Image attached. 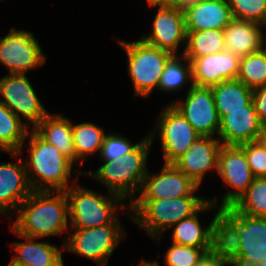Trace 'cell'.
Masks as SVG:
<instances>
[{
	"label": "cell",
	"mask_w": 266,
	"mask_h": 266,
	"mask_svg": "<svg viewBox=\"0 0 266 266\" xmlns=\"http://www.w3.org/2000/svg\"><path fill=\"white\" fill-rule=\"evenodd\" d=\"M218 210L240 236L239 254L230 266H254L266 260V218L239 213L232 206Z\"/></svg>",
	"instance_id": "cell-9"
},
{
	"label": "cell",
	"mask_w": 266,
	"mask_h": 266,
	"mask_svg": "<svg viewBox=\"0 0 266 266\" xmlns=\"http://www.w3.org/2000/svg\"><path fill=\"white\" fill-rule=\"evenodd\" d=\"M217 175L223 180L227 190L220 194V200L216 196L208 200L218 208L233 206L254 179L244 150L238 145H221Z\"/></svg>",
	"instance_id": "cell-11"
},
{
	"label": "cell",
	"mask_w": 266,
	"mask_h": 266,
	"mask_svg": "<svg viewBox=\"0 0 266 266\" xmlns=\"http://www.w3.org/2000/svg\"><path fill=\"white\" fill-rule=\"evenodd\" d=\"M209 198L202 195L159 200H132L129 204L133 224H137L157 245L171 227L195 214Z\"/></svg>",
	"instance_id": "cell-4"
},
{
	"label": "cell",
	"mask_w": 266,
	"mask_h": 266,
	"mask_svg": "<svg viewBox=\"0 0 266 266\" xmlns=\"http://www.w3.org/2000/svg\"><path fill=\"white\" fill-rule=\"evenodd\" d=\"M108 132L91 121L75 124L72 120V135L75 147V165H84V161L93 155L100 154L104 138ZM92 155V156H91Z\"/></svg>",
	"instance_id": "cell-26"
},
{
	"label": "cell",
	"mask_w": 266,
	"mask_h": 266,
	"mask_svg": "<svg viewBox=\"0 0 266 266\" xmlns=\"http://www.w3.org/2000/svg\"><path fill=\"white\" fill-rule=\"evenodd\" d=\"M157 173L148 170L133 200H159L196 196L200 187L173 164H164Z\"/></svg>",
	"instance_id": "cell-15"
},
{
	"label": "cell",
	"mask_w": 266,
	"mask_h": 266,
	"mask_svg": "<svg viewBox=\"0 0 266 266\" xmlns=\"http://www.w3.org/2000/svg\"><path fill=\"white\" fill-rule=\"evenodd\" d=\"M26 140L19 153L23 156L24 145L29 144L24 163L33 191H65L78 181V176H83V171L75 168L77 165L33 129L28 132Z\"/></svg>",
	"instance_id": "cell-2"
},
{
	"label": "cell",
	"mask_w": 266,
	"mask_h": 266,
	"mask_svg": "<svg viewBox=\"0 0 266 266\" xmlns=\"http://www.w3.org/2000/svg\"><path fill=\"white\" fill-rule=\"evenodd\" d=\"M184 56L189 60L225 50L224 30L186 31Z\"/></svg>",
	"instance_id": "cell-30"
},
{
	"label": "cell",
	"mask_w": 266,
	"mask_h": 266,
	"mask_svg": "<svg viewBox=\"0 0 266 266\" xmlns=\"http://www.w3.org/2000/svg\"><path fill=\"white\" fill-rule=\"evenodd\" d=\"M232 207L251 217L266 218V177H254L247 191Z\"/></svg>",
	"instance_id": "cell-31"
},
{
	"label": "cell",
	"mask_w": 266,
	"mask_h": 266,
	"mask_svg": "<svg viewBox=\"0 0 266 266\" xmlns=\"http://www.w3.org/2000/svg\"><path fill=\"white\" fill-rule=\"evenodd\" d=\"M139 264L137 266H160L159 261L155 260H147L142 258V260L140 262H138Z\"/></svg>",
	"instance_id": "cell-40"
},
{
	"label": "cell",
	"mask_w": 266,
	"mask_h": 266,
	"mask_svg": "<svg viewBox=\"0 0 266 266\" xmlns=\"http://www.w3.org/2000/svg\"><path fill=\"white\" fill-rule=\"evenodd\" d=\"M153 141L147 134L139 144L125 156L114 161H100L97 170L83 171V177L101 183L106 191L121 196L129 204L139 193L143 180L148 173V159Z\"/></svg>",
	"instance_id": "cell-3"
},
{
	"label": "cell",
	"mask_w": 266,
	"mask_h": 266,
	"mask_svg": "<svg viewBox=\"0 0 266 266\" xmlns=\"http://www.w3.org/2000/svg\"><path fill=\"white\" fill-rule=\"evenodd\" d=\"M213 216L209 252L230 263L239 254L240 236L219 212H215Z\"/></svg>",
	"instance_id": "cell-27"
},
{
	"label": "cell",
	"mask_w": 266,
	"mask_h": 266,
	"mask_svg": "<svg viewBox=\"0 0 266 266\" xmlns=\"http://www.w3.org/2000/svg\"><path fill=\"white\" fill-rule=\"evenodd\" d=\"M15 162L0 163V216L12 220L19 205L33 192L24 158L19 152H8ZM14 214V215H13Z\"/></svg>",
	"instance_id": "cell-16"
},
{
	"label": "cell",
	"mask_w": 266,
	"mask_h": 266,
	"mask_svg": "<svg viewBox=\"0 0 266 266\" xmlns=\"http://www.w3.org/2000/svg\"><path fill=\"white\" fill-rule=\"evenodd\" d=\"M9 228L11 233L23 241L18 240L10 244L15 253L7 266H65L63 244L58 247L47 240L42 241L41 238L21 235L10 225Z\"/></svg>",
	"instance_id": "cell-18"
},
{
	"label": "cell",
	"mask_w": 266,
	"mask_h": 266,
	"mask_svg": "<svg viewBox=\"0 0 266 266\" xmlns=\"http://www.w3.org/2000/svg\"><path fill=\"white\" fill-rule=\"evenodd\" d=\"M211 90L220 120L226 111L246 110L253 100V90L238 79L223 81Z\"/></svg>",
	"instance_id": "cell-25"
},
{
	"label": "cell",
	"mask_w": 266,
	"mask_h": 266,
	"mask_svg": "<svg viewBox=\"0 0 266 266\" xmlns=\"http://www.w3.org/2000/svg\"><path fill=\"white\" fill-rule=\"evenodd\" d=\"M182 99L171 103L201 136L218 137L220 118L211 87L193 85Z\"/></svg>",
	"instance_id": "cell-14"
},
{
	"label": "cell",
	"mask_w": 266,
	"mask_h": 266,
	"mask_svg": "<svg viewBox=\"0 0 266 266\" xmlns=\"http://www.w3.org/2000/svg\"><path fill=\"white\" fill-rule=\"evenodd\" d=\"M263 26V48L266 49V23Z\"/></svg>",
	"instance_id": "cell-43"
},
{
	"label": "cell",
	"mask_w": 266,
	"mask_h": 266,
	"mask_svg": "<svg viewBox=\"0 0 266 266\" xmlns=\"http://www.w3.org/2000/svg\"><path fill=\"white\" fill-rule=\"evenodd\" d=\"M218 209L214 203L208 200L195 214L171 227V242L196 248H210L211 227L214 217L206 223L207 225H202L199 215L207 213V211L218 212Z\"/></svg>",
	"instance_id": "cell-23"
},
{
	"label": "cell",
	"mask_w": 266,
	"mask_h": 266,
	"mask_svg": "<svg viewBox=\"0 0 266 266\" xmlns=\"http://www.w3.org/2000/svg\"><path fill=\"white\" fill-rule=\"evenodd\" d=\"M221 145L216 137L200 135L173 165L202 188L207 173H211L212 170L214 174L217 173Z\"/></svg>",
	"instance_id": "cell-17"
},
{
	"label": "cell",
	"mask_w": 266,
	"mask_h": 266,
	"mask_svg": "<svg viewBox=\"0 0 266 266\" xmlns=\"http://www.w3.org/2000/svg\"><path fill=\"white\" fill-rule=\"evenodd\" d=\"M233 19L266 23V0H228Z\"/></svg>",
	"instance_id": "cell-34"
},
{
	"label": "cell",
	"mask_w": 266,
	"mask_h": 266,
	"mask_svg": "<svg viewBox=\"0 0 266 266\" xmlns=\"http://www.w3.org/2000/svg\"><path fill=\"white\" fill-rule=\"evenodd\" d=\"M225 50L242 58L263 49V26L257 22L233 19L224 28Z\"/></svg>",
	"instance_id": "cell-22"
},
{
	"label": "cell",
	"mask_w": 266,
	"mask_h": 266,
	"mask_svg": "<svg viewBox=\"0 0 266 266\" xmlns=\"http://www.w3.org/2000/svg\"><path fill=\"white\" fill-rule=\"evenodd\" d=\"M199 0H176V5L179 7H184L185 5L193 2H197Z\"/></svg>",
	"instance_id": "cell-42"
},
{
	"label": "cell",
	"mask_w": 266,
	"mask_h": 266,
	"mask_svg": "<svg viewBox=\"0 0 266 266\" xmlns=\"http://www.w3.org/2000/svg\"><path fill=\"white\" fill-rule=\"evenodd\" d=\"M258 141L262 144V146L266 150V124H264L262 127V131L258 137Z\"/></svg>",
	"instance_id": "cell-41"
},
{
	"label": "cell",
	"mask_w": 266,
	"mask_h": 266,
	"mask_svg": "<svg viewBox=\"0 0 266 266\" xmlns=\"http://www.w3.org/2000/svg\"><path fill=\"white\" fill-rule=\"evenodd\" d=\"M240 57L228 50L189 60L195 86L212 87L223 81L237 79Z\"/></svg>",
	"instance_id": "cell-19"
},
{
	"label": "cell",
	"mask_w": 266,
	"mask_h": 266,
	"mask_svg": "<svg viewBox=\"0 0 266 266\" xmlns=\"http://www.w3.org/2000/svg\"><path fill=\"white\" fill-rule=\"evenodd\" d=\"M263 124L259 120L253 101L246 110L226 111L220 120L218 139L222 145H241L257 141Z\"/></svg>",
	"instance_id": "cell-20"
},
{
	"label": "cell",
	"mask_w": 266,
	"mask_h": 266,
	"mask_svg": "<svg viewBox=\"0 0 266 266\" xmlns=\"http://www.w3.org/2000/svg\"><path fill=\"white\" fill-rule=\"evenodd\" d=\"M147 6L176 5V0H145Z\"/></svg>",
	"instance_id": "cell-39"
},
{
	"label": "cell",
	"mask_w": 266,
	"mask_h": 266,
	"mask_svg": "<svg viewBox=\"0 0 266 266\" xmlns=\"http://www.w3.org/2000/svg\"><path fill=\"white\" fill-rule=\"evenodd\" d=\"M237 79L252 90L266 84V49L240 59Z\"/></svg>",
	"instance_id": "cell-32"
},
{
	"label": "cell",
	"mask_w": 266,
	"mask_h": 266,
	"mask_svg": "<svg viewBox=\"0 0 266 266\" xmlns=\"http://www.w3.org/2000/svg\"><path fill=\"white\" fill-rule=\"evenodd\" d=\"M254 266H266V260L262 261L259 264L254 265Z\"/></svg>",
	"instance_id": "cell-44"
},
{
	"label": "cell",
	"mask_w": 266,
	"mask_h": 266,
	"mask_svg": "<svg viewBox=\"0 0 266 266\" xmlns=\"http://www.w3.org/2000/svg\"><path fill=\"white\" fill-rule=\"evenodd\" d=\"M15 216L9 225L31 238L63 236L70 229L65 191H33L19 205Z\"/></svg>",
	"instance_id": "cell-1"
},
{
	"label": "cell",
	"mask_w": 266,
	"mask_h": 266,
	"mask_svg": "<svg viewBox=\"0 0 266 266\" xmlns=\"http://www.w3.org/2000/svg\"><path fill=\"white\" fill-rule=\"evenodd\" d=\"M210 248H196L171 242L165 251L164 266H194L204 257Z\"/></svg>",
	"instance_id": "cell-33"
},
{
	"label": "cell",
	"mask_w": 266,
	"mask_h": 266,
	"mask_svg": "<svg viewBox=\"0 0 266 266\" xmlns=\"http://www.w3.org/2000/svg\"><path fill=\"white\" fill-rule=\"evenodd\" d=\"M253 104L259 120L266 124V84L264 86L253 89Z\"/></svg>",
	"instance_id": "cell-37"
},
{
	"label": "cell",
	"mask_w": 266,
	"mask_h": 266,
	"mask_svg": "<svg viewBox=\"0 0 266 266\" xmlns=\"http://www.w3.org/2000/svg\"><path fill=\"white\" fill-rule=\"evenodd\" d=\"M193 86L191 62L184 54H173L166 62L158 90L167 94L188 91Z\"/></svg>",
	"instance_id": "cell-28"
},
{
	"label": "cell",
	"mask_w": 266,
	"mask_h": 266,
	"mask_svg": "<svg viewBox=\"0 0 266 266\" xmlns=\"http://www.w3.org/2000/svg\"><path fill=\"white\" fill-rule=\"evenodd\" d=\"M186 31L224 28L233 20L228 0H199L183 7Z\"/></svg>",
	"instance_id": "cell-21"
},
{
	"label": "cell",
	"mask_w": 266,
	"mask_h": 266,
	"mask_svg": "<svg viewBox=\"0 0 266 266\" xmlns=\"http://www.w3.org/2000/svg\"><path fill=\"white\" fill-rule=\"evenodd\" d=\"M194 266H230V264L208 252Z\"/></svg>",
	"instance_id": "cell-38"
},
{
	"label": "cell",
	"mask_w": 266,
	"mask_h": 266,
	"mask_svg": "<svg viewBox=\"0 0 266 266\" xmlns=\"http://www.w3.org/2000/svg\"><path fill=\"white\" fill-rule=\"evenodd\" d=\"M160 111L155 127L147 134L153 144L155 139L160 138L163 164H173L188 151L200 134L171 103H167Z\"/></svg>",
	"instance_id": "cell-8"
},
{
	"label": "cell",
	"mask_w": 266,
	"mask_h": 266,
	"mask_svg": "<svg viewBox=\"0 0 266 266\" xmlns=\"http://www.w3.org/2000/svg\"><path fill=\"white\" fill-rule=\"evenodd\" d=\"M47 55L32 31L11 27L0 37V65L8 74H28L44 66Z\"/></svg>",
	"instance_id": "cell-10"
},
{
	"label": "cell",
	"mask_w": 266,
	"mask_h": 266,
	"mask_svg": "<svg viewBox=\"0 0 266 266\" xmlns=\"http://www.w3.org/2000/svg\"><path fill=\"white\" fill-rule=\"evenodd\" d=\"M149 8L155 9L156 13L150 24V32L147 34L142 32L139 38L171 54H184L187 32L183 8L177 5L149 6Z\"/></svg>",
	"instance_id": "cell-13"
},
{
	"label": "cell",
	"mask_w": 266,
	"mask_h": 266,
	"mask_svg": "<svg viewBox=\"0 0 266 266\" xmlns=\"http://www.w3.org/2000/svg\"><path fill=\"white\" fill-rule=\"evenodd\" d=\"M116 41L126 54L125 64L133 85L134 97L150 98L153 91L158 90L166 62L173 54L140 38L135 41L116 38Z\"/></svg>",
	"instance_id": "cell-6"
},
{
	"label": "cell",
	"mask_w": 266,
	"mask_h": 266,
	"mask_svg": "<svg viewBox=\"0 0 266 266\" xmlns=\"http://www.w3.org/2000/svg\"><path fill=\"white\" fill-rule=\"evenodd\" d=\"M33 130L75 164L72 120L63 115V112L61 114L49 112Z\"/></svg>",
	"instance_id": "cell-24"
},
{
	"label": "cell",
	"mask_w": 266,
	"mask_h": 266,
	"mask_svg": "<svg viewBox=\"0 0 266 266\" xmlns=\"http://www.w3.org/2000/svg\"><path fill=\"white\" fill-rule=\"evenodd\" d=\"M139 142L133 143L127 136L109 132L106 134L99 154L101 161H114L119 156H125L133 150Z\"/></svg>",
	"instance_id": "cell-35"
},
{
	"label": "cell",
	"mask_w": 266,
	"mask_h": 266,
	"mask_svg": "<svg viewBox=\"0 0 266 266\" xmlns=\"http://www.w3.org/2000/svg\"><path fill=\"white\" fill-rule=\"evenodd\" d=\"M239 146L244 150L252 175L266 177V150L262 144L257 140Z\"/></svg>",
	"instance_id": "cell-36"
},
{
	"label": "cell",
	"mask_w": 266,
	"mask_h": 266,
	"mask_svg": "<svg viewBox=\"0 0 266 266\" xmlns=\"http://www.w3.org/2000/svg\"><path fill=\"white\" fill-rule=\"evenodd\" d=\"M30 129L0 101V152H19Z\"/></svg>",
	"instance_id": "cell-29"
},
{
	"label": "cell",
	"mask_w": 266,
	"mask_h": 266,
	"mask_svg": "<svg viewBox=\"0 0 266 266\" xmlns=\"http://www.w3.org/2000/svg\"><path fill=\"white\" fill-rule=\"evenodd\" d=\"M124 229L119 217L103 226L70 228L62 243L64 252L83 256L98 266H107L110 256L128 235Z\"/></svg>",
	"instance_id": "cell-7"
},
{
	"label": "cell",
	"mask_w": 266,
	"mask_h": 266,
	"mask_svg": "<svg viewBox=\"0 0 266 266\" xmlns=\"http://www.w3.org/2000/svg\"><path fill=\"white\" fill-rule=\"evenodd\" d=\"M35 91L26 74L0 78V101L31 129L50 112Z\"/></svg>",
	"instance_id": "cell-12"
},
{
	"label": "cell",
	"mask_w": 266,
	"mask_h": 266,
	"mask_svg": "<svg viewBox=\"0 0 266 266\" xmlns=\"http://www.w3.org/2000/svg\"><path fill=\"white\" fill-rule=\"evenodd\" d=\"M65 193L68 198L70 228H94L111 224L120 217L119 212L125 213L127 219L132 220L128 201L119 195L108 191L103 194L80 185L79 182L68 187Z\"/></svg>",
	"instance_id": "cell-5"
}]
</instances>
